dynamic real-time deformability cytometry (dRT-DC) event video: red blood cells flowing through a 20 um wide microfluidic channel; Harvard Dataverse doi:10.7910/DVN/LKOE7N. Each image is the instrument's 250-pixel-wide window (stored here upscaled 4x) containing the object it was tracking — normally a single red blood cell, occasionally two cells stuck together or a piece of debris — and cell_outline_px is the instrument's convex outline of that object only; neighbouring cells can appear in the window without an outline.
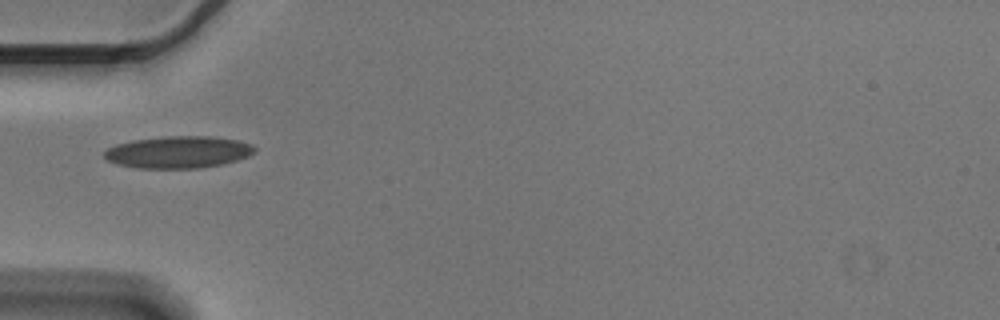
{"species": "Egyptian fruit bat (a non-hibernating species)", "species_latin": "Rousettus aegyptiacus", "temperature_condition": "cold", "stored_images_in_passage": 1, "camera_frame_rate_fps": 3000, "um_per_image_px": 0.085, "animal": {"sex": "male"}, "frame": {"image": 1, "passage_image": 1, "time_ms": 0.0, "image_size_px": [1000, 320], "cell_outline_px": [[256, 152], [248, 156], [236, 160], [220, 164], [200, 168], [136, 168], [116, 164], [108, 160], [104, 156], [104, 152], [108, 148], [116, 144], [132, 140], [164, 136], [212, 136], [236, 140], [252, 144], [256, 148]], "centroid_in_image_um": [15.14, 12.92], "position_along_channel_um": 69.9, "area_um2": 28.09}}